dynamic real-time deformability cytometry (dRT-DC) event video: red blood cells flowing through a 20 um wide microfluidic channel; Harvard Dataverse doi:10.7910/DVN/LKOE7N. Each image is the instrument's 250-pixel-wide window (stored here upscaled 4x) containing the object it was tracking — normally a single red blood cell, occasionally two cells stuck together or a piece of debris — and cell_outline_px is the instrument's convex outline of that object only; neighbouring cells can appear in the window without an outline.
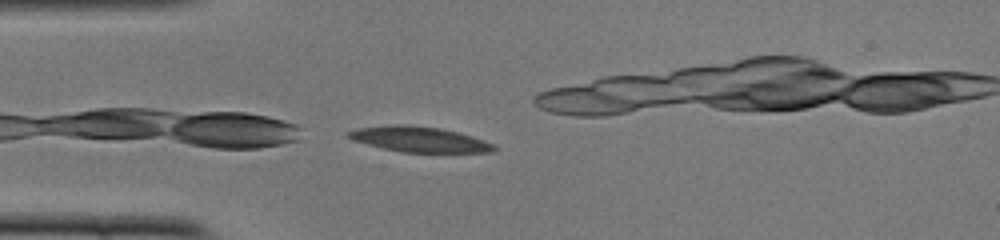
{"species": "common noctule bat (a hibernating species)", "species_latin": "Nyctalus noctula", "temperature_condition": "cold", "stored_images_in_passage": 12, "camera_frame_rate_fps": 3000, "um_per_image_px": 0.085, "animal": {"sex": "female", "body_mass_g": 22.0, "forearm_length_mm": 56.7}, "frame": {"image": 1, "passage_image": 12, "time_ms": 3.667, "image_size_px": [1000, 240], "cell_outline_px": [[496, 148], [492, 152], [404, 152], [384, 148], [352, 140], [344, 136], [348, 132], [356, 128], [388, 124], [408, 124], [440, 128], [472, 136], [496, 144]], "centroid_in_image_um": [35.61, 11.83], "position_along_channel_um": 49.4, "area_um2": 21.56}}